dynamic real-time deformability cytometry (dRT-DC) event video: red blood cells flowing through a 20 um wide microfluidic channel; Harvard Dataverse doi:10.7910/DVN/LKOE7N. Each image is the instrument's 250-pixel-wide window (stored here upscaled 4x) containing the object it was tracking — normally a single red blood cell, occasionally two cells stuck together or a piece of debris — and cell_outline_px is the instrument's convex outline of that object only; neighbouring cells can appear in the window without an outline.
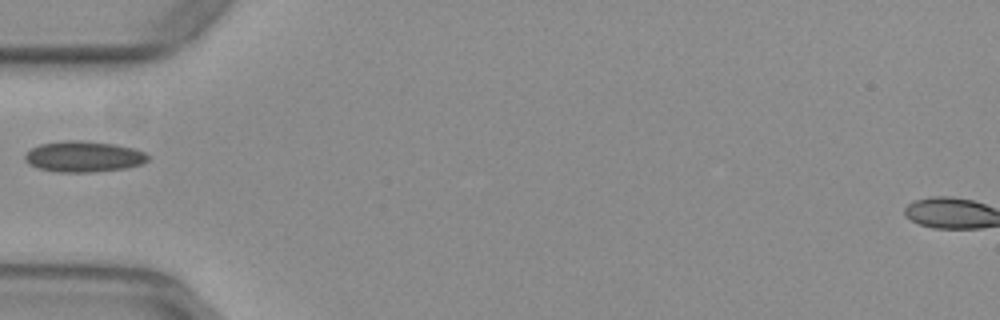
{"species": "common noctule bat (a hibernating species)", "species_latin": "Nyctalus noctula", "temperature_condition": "warm", "stored_images_in_passage": 31, "camera_frame_rate_fps": 3000, "um_per_image_px": 0.085, "animal": {"sex": "female", "body_mass_g": 29.2, "forearm_length_mm": 56.3}, "frame": {"image": 1, "passage_image": 1, "time_ms": 0.0, "image_size_px": [1000, 320], "cell_outline_px": [[148, 160], [140, 164], [124, 168], [92, 172], [56, 172], [40, 168], [28, 164], [24, 160], [24, 156], [32, 148], [40, 144], [64, 140], [80, 140], [116, 144], [136, 148], [144, 152], [148, 156]], "centroid_in_image_um": [7.1, 13.3], "position_along_channel_um": 77.9, "area_um2": 22.14}}
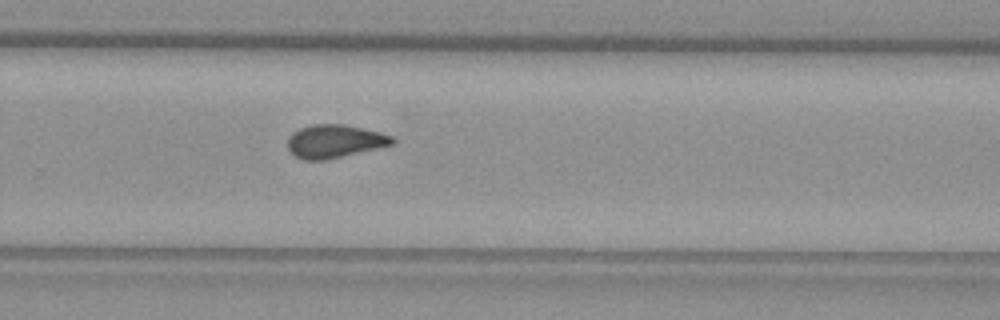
{"frame": {"image": 2, "passage_image": 18, "time_ms": 5.667, "image_size_px": [1000, 320], "cell_outline_px": [[396, 140], [392, 144], [328, 160], [304, 160], [296, 156], [288, 148], [288, 136], [292, 132], [300, 128], [312, 124], [344, 124], [380, 132], [392, 136]], "centroid_in_image_um": [28.42, 12.0], "position_along_channel_um": 301.4, "area_um2": 20.17}}
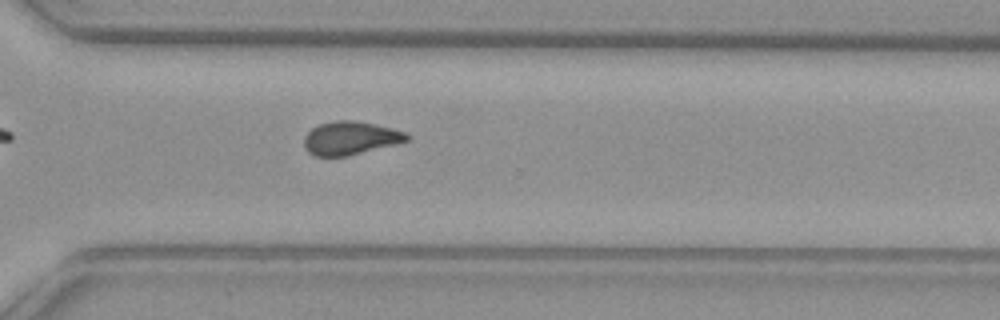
{"frame": {"image": 3, "passage_image": 21, "time_ms": 6.667, "image_size_px": [1000, 320], "cell_outline_px": [[408, 140], [348, 156], [316, 156], [308, 152], [304, 144], [304, 136], [312, 128], [320, 124], [332, 120], [356, 120], [392, 128], [404, 132], [408, 136]], "centroid_in_image_um": [29.73, 11.72], "position_along_channel_um": 340.9, "area_um2": 19.71}}